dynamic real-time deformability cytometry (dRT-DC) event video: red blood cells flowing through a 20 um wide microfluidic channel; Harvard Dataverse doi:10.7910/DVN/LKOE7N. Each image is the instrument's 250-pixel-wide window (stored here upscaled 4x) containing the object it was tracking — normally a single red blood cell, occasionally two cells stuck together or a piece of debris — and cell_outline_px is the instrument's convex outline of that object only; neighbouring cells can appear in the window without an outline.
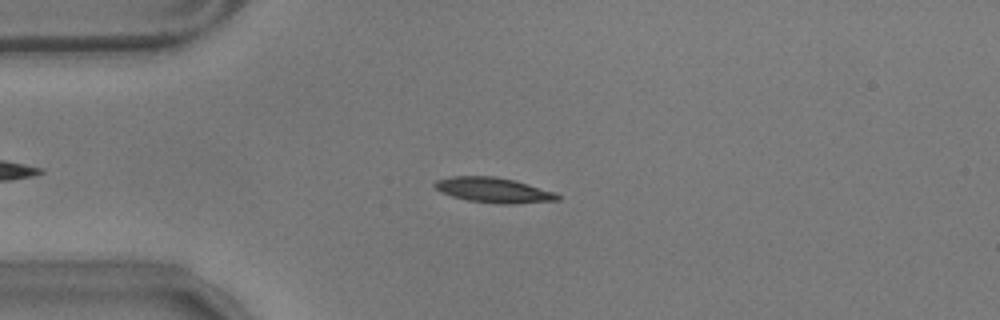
{"species": "common noctule bat (a hibernating species)", "species_latin": "Nyctalus noctula", "temperature_condition": "warm", "stored_images_in_passage": 10, "camera_frame_rate_fps": 3000, "um_per_image_px": 0.085, "animal": {"sex": "male", "body_mass_g": 17.9}, "frame": {"image": 1, "passage_image": 4, "time_ms": 1.0, "image_size_px": [1000, 320], "cell_outline_px": [[560, 200], [512, 204], [500, 204], [468, 200], [452, 196], [440, 192], [432, 184], [436, 180], [452, 176], [496, 176], [528, 184], [556, 192], [560, 196]], "centroid_in_image_um": [41.95, 16.16], "position_along_channel_um": 43.0, "area_um2": 17.98}}
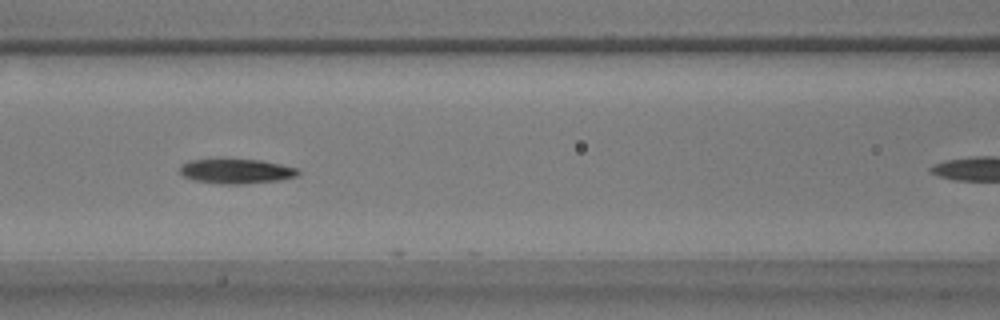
{"frame": {"image": 2, "passage_image": 9, "time_ms": 2.667, "image_size_px": [1000, 320], "cell_outline_px": [[300, 172], [296, 176], [276, 180], [240, 184], [224, 184], [192, 180], [184, 176], [180, 172], [180, 168], [184, 164], [192, 160], [260, 160], [300, 168]], "centroid_in_image_um": [20.12, 14.56], "position_along_channel_um": 146.5, "area_um2": 16.59}}